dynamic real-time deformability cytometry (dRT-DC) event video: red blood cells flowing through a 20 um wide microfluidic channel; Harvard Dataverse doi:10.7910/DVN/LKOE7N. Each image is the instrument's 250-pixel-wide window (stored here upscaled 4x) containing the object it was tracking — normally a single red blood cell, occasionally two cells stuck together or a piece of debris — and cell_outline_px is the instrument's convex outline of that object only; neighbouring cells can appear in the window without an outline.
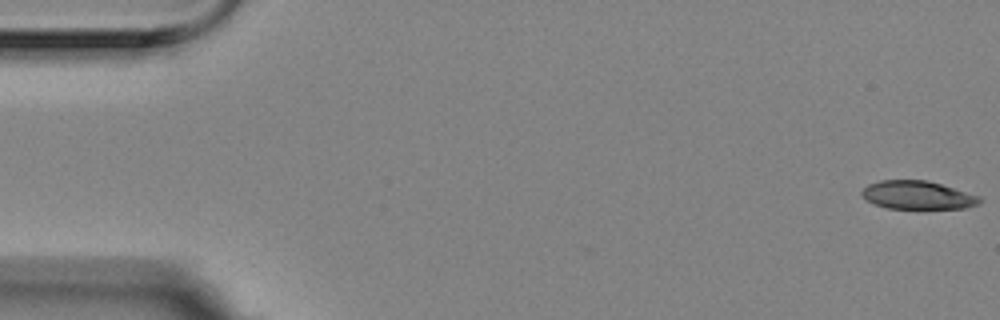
{"species": "Egyptian fruit bat (a non-hibernating species)", "species_latin": "Rousettus aegyptiacus", "temperature_condition": "room temperature", "stored_images_in_passage": 56, "camera_frame_rate_fps": 3000, "um_per_image_px": 0.085, "animal": {"sex": "female"}, "frame": {"image": 1, "passage_image": 1, "time_ms": 0.0, "image_size_px": [1000, 320], "cell_outline_px": [[984, 200], [980, 204], [964, 208], [888, 208], [876, 204], [868, 200], [860, 192], [868, 184], [880, 180], [924, 180], [940, 184], [980, 196]], "centroid_in_image_um": [78.03, 16.58], "position_along_channel_um": 7.0, "area_um2": 19.19}}
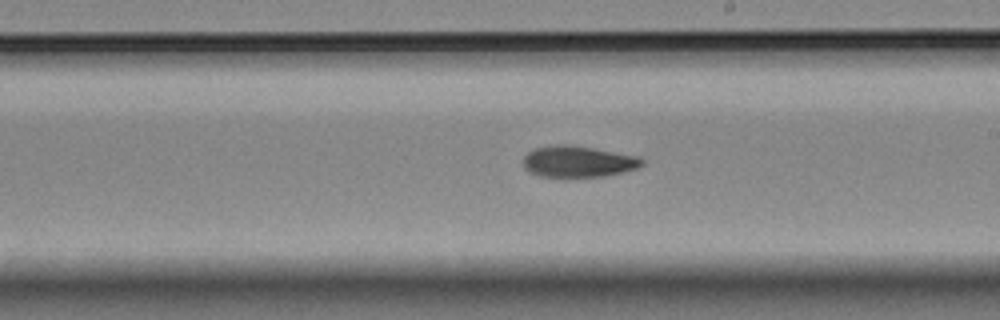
{"frame": {"image": 2, "passage_image": 32, "time_ms": 10.333, "image_size_px": [1000, 320], "cell_outline_px": [[644, 164], [636, 168], [624, 172], [604, 176], [568, 180], [564, 180], [540, 176], [528, 172], [524, 168], [524, 156], [532, 148], [556, 144], [564, 144], [592, 148], [636, 156], [644, 160]], "centroid_in_image_um": [49.07, 13.78], "position_along_channel_um": 239.9, "area_um2": 22.43}}
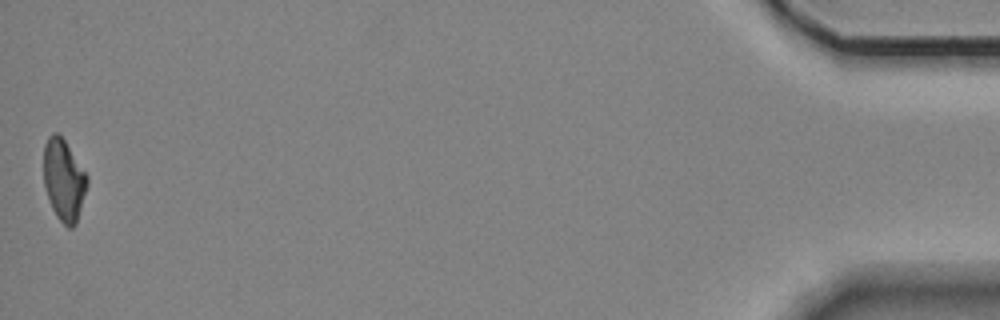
{"frame": {"image": 3, "passage_image": 56, "time_ms": 18.333, "image_size_px": [1000, 320], "cell_outline_px": [[88, 184], [76, 224], [72, 228], [68, 228], [56, 216], [52, 208], [44, 184], [44, 144], [48, 136], [52, 132], [56, 132], [64, 140], [88, 176]], "centroid_in_image_um": [5.42, 15.3], "position_along_channel_um": 429.8, "area_um2": 20.52}, "authors_computed_cell_mechanics": {"area_um2": 21.5594, "velocity_mm_per_s": 3.547, "shape_relaxation_time_tau1_ms": 7.9056, "shape_relaxation_time_tau2_ms": null, "deformation_change_tau1": 0.1833, "deformation_change_tau2": null}}